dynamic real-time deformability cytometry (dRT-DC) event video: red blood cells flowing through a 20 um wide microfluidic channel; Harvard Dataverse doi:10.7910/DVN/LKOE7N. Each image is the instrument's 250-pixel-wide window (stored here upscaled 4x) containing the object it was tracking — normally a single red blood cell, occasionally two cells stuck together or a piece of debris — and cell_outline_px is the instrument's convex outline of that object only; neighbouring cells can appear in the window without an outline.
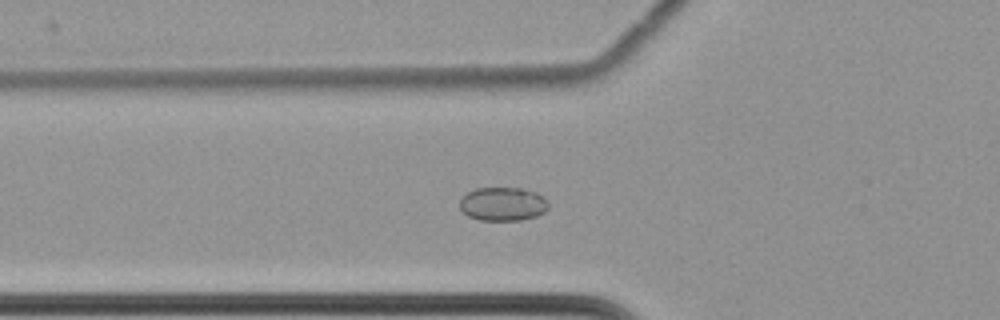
{"species": "common noctule bat (a hibernating species)", "species_latin": "Nyctalus noctula", "temperature_condition": "cold", "stored_images_in_passage": 63, "camera_frame_rate_fps": 3000, "um_per_image_px": 0.085, "animal": {"sex": "female", "body_mass_g": 22.7, "forearm_length_mm": 54.2}, "frame": {"image": 1, "passage_image": 25, "time_ms": 8.0, "image_size_px": [1000, 320], "cell_outline_px": [[548, 208], [544, 212], [536, 216], [520, 220], [480, 220], [468, 216], [460, 208], [460, 200], [468, 192], [476, 188], [524, 188], [536, 192], [548, 200]], "centroid_in_image_um": [42.76, 17.33], "position_along_channel_um": 83.0, "area_um2": 17.4}}
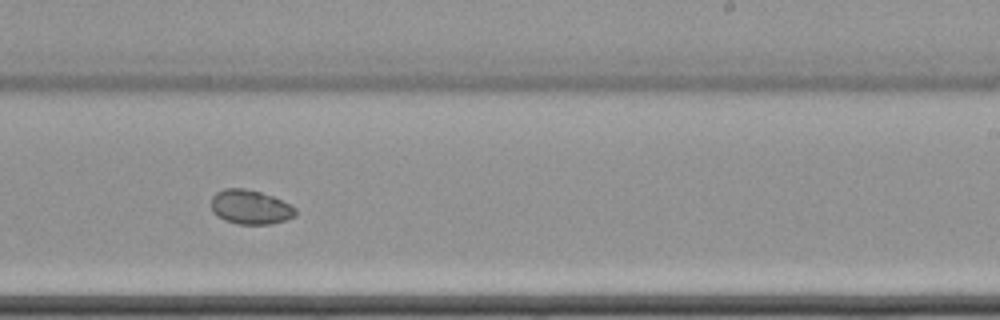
{"frame": {"image": 2, "passage_image": 41, "time_ms": 13.333, "image_size_px": [1000, 320], "cell_outline_px": [[296, 216], [284, 220], [268, 224], [240, 224], [224, 220], [212, 212], [212, 196], [216, 192], [224, 188], [244, 188], [260, 192], [272, 196], [296, 208]], "centroid_in_image_um": [21.25, 17.6], "position_along_channel_um": 267.7, "area_um2": 16.7}}
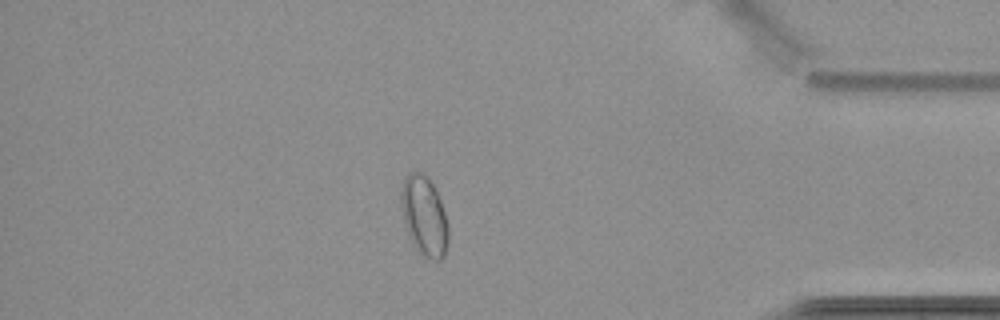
{"frame": {"image": 3, "passage_image": 55, "time_ms": 18.0, "image_size_px": [1000, 320], "cell_outline_px": [[448, 240], [444, 256], [440, 260], [432, 260], [424, 256], [416, 248], [408, 236], [404, 220], [400, 200], [400, 192], [404, 176], [408, 172], [420, 172], [432, 184], [440, 200], [448, 224]], "centroid_in_image_um": [36.04, 18.37], "position_along_channel_um": 399.2, "area_um2": 21.73}, "authors_computed_cell_mechanics": {"area_um2": 19.3052, "velocity_mm_per_s": 3.4664, "shape_relaxation_time_tau1_ms": null, "shape_relaxation_time_tau2_ms": 2.6599, "deformation_change_tau1": null, "deformation_change_tau2": 0.032}}